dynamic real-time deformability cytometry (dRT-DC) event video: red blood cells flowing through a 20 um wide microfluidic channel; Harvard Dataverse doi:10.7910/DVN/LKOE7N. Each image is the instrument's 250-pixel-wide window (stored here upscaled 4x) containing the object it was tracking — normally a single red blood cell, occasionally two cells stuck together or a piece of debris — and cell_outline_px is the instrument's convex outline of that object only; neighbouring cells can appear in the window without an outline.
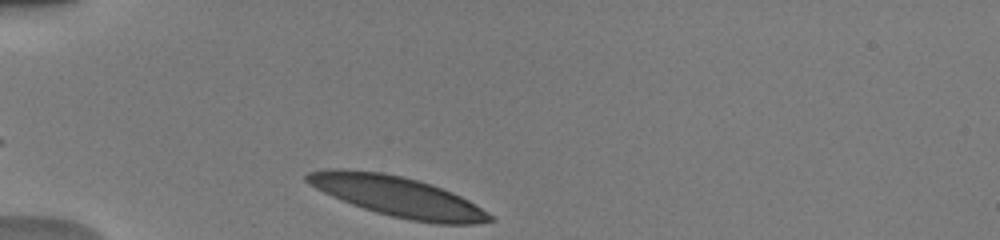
{"species": "human", "species_latin": "Homo sapiens", "temperature_condition": "warm", "stored_images_in_passage": 31, "camera_frame_rate_fps": 3000, "um_per_image_px": 0.085, "donor": {"sex": "male"}, "frame": {"image": 1, "passage_image": 1, "time_ms": 0.0, "image_size_px": [1000, 240], "cell_outline_px": [[496, 220], [472, 224], [436, 224], [412, 220], [392, 216], [376, 212], [352, 204], [332, 196], [308, 184], [304, 180], [304, 176], [308, 172], [380, 172], [400, 176], [432, 184], [452, 192], [468, 200], [488, 212]], "centroid_in_image_um": [33.92, 16.76], "position_along_channel_um": 51.1, "area_um2": 41.33}}
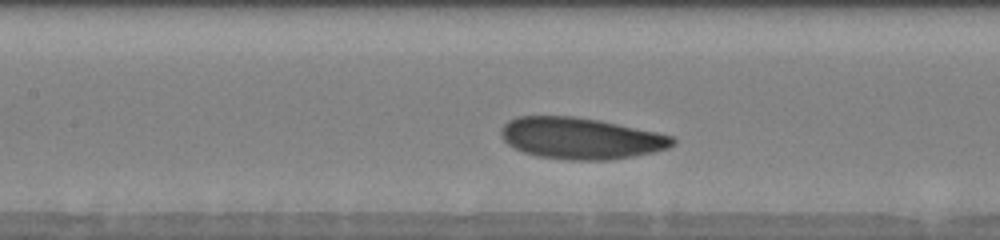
{"frame": {"image": 2, "passage_image": 11, "time_ms": 3.333, "image_size_px": [1000, 240], "cell_outline_px": [[676, 144], [668, 148], [656, 152], [612, 160], [568, 160], [536, 156], [524, 152], [508, 144], [504, 140], [500, 132], [500, 128], [508, 120], [516, 116], [572, 116], [600, 120], [656, 132], [672, 136], [676, 140]], "centroid_in_image_um": [49.37, 11.76], "position_along_channel_um": 158.0, "area_um2": 41.67}}
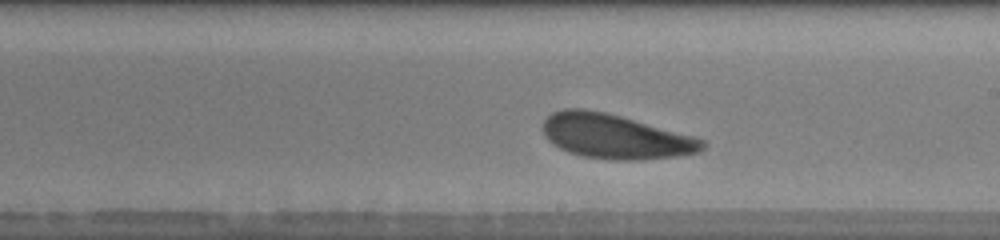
{"frame": {"image": 3, "passage_image": 17, "time_ms": 5.333, "image_size_px": [1000, 240], "cell_outline_px": [[708, 144], [700, 152], [676, 156], [644, 160], [608, 160], [584, 156], [568, 152], [552, 144], [544, 136], [544, 120], [552, 112], [564, 108], [584, 108], [604, 112], [620, 116], [696, 136], [704, 140]], "centroid_in_image_um": [52.32, 11.6], "position_along_channel_um": 236.7, "area_um2": 41.62}, "authors_computed_cell_mechanics": {"area_um2": 41.6738, "velocity_mm_per_s": 3.9407, "shape_relaxation_time_tau1_ms": 2.4474, "shape_relaxation_time_tau2_ms": 7.7698, "deformation_change_tau1": 0.1133, "deformation_change_tau2": 0.1965}}